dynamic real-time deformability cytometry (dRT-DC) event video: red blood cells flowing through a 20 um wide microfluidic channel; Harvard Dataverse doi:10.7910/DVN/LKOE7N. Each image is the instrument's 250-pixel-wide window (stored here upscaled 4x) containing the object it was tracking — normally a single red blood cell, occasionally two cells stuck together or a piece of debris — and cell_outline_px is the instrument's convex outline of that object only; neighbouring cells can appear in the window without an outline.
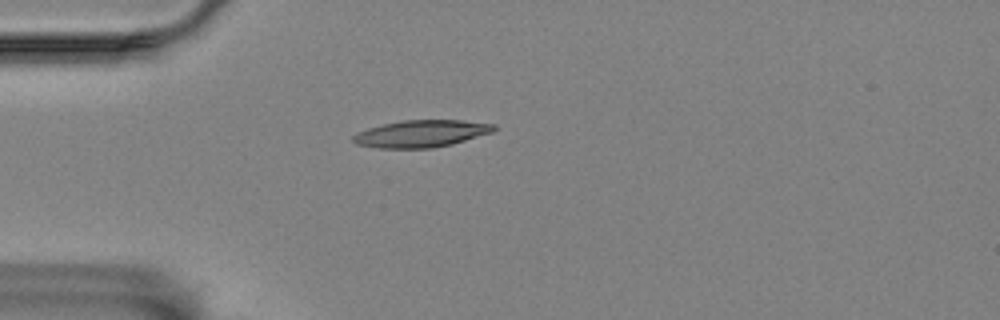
{"species": "Egyptian fruit bat (a non-hibernating species)", "species_latin": "Rousettus aegyptiacus", "temperature_condition": "room temperature", "stored_images_in_passage": 43, "camera_frame_rate_fps": 3000, "um_per_image_px": 0.085, "animal": {"sex": "female"}, "frame": {"image": 1, "passage_image": 2, "time_ms": 0.333, "image_size_px": [1000, 320], "cell_outline_px": [[496, 128], [492, 132], [452, 144], [432, 148], [376, 148], [356, 144], [352, 140], [352, 136], [356, 132], [368, 128], [384, 124], [404, 120], [460, 120], [496, 124]], "centroid_in_image_um": [35.78, 11.36], "position_along_channel_um": 49.2, "area_um2": 22.2}}
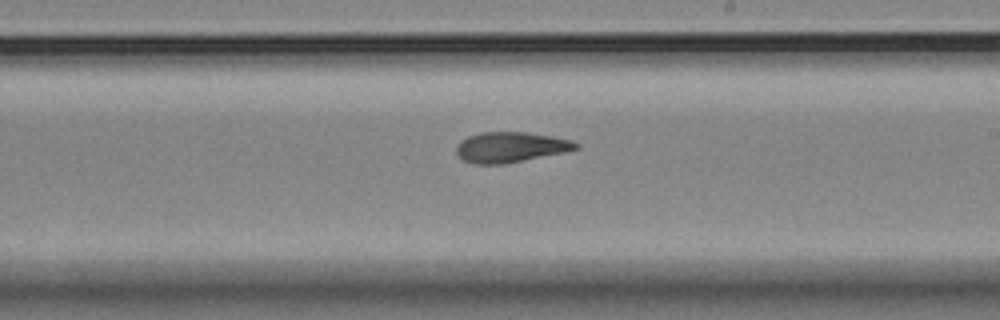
{"frame": {"image": 2, "passage_image": 20, "time_ms": 6.333, "image_size_px": [1000, 320], "cell_outline_px": [[580, 148], [564, 152], [504, 164], [476, 164], [464, 160], [456, 152], [456, 144], [460, 140], [468, 136], [480, 132], [524, 132], [552, 136], [572, 140], [580, 144]], "centroid_in_image_um": [43.39, 12.5], "position_along_channel_um": 245.6, "area_um2": 21.15}}
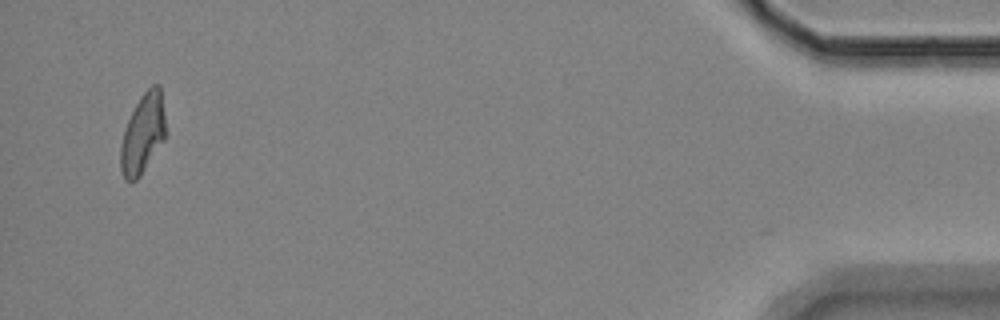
{"frame": {"image": 3, "passage_image": 42, "time_ms": 13.667, "image_size_px": [1000, 320], "cell_outline_px": [[164, 140], [140, 176], [136, 180], [124, 180], [120, 168], [120, 148], [124, 132], [128, 120], [136, 104], [144, 92], [152, 84], [160, 84], [164, 112]], "centroid_in_image_um": [12.13, 11.37], "position_along_channel_um": 423.1, "area_um2": 20.58}, "authors_computed_cell_mechanics": {"area_um2": 21.2704, "velocity_mm_per_s": 3.4824, "shape_relaxation_time_tau1_ms": null, "shape_relaxation_time_tau2_ms": 3.652, "deformation_change_tau1": null, "deformation_change_tau2": 0.1133}}